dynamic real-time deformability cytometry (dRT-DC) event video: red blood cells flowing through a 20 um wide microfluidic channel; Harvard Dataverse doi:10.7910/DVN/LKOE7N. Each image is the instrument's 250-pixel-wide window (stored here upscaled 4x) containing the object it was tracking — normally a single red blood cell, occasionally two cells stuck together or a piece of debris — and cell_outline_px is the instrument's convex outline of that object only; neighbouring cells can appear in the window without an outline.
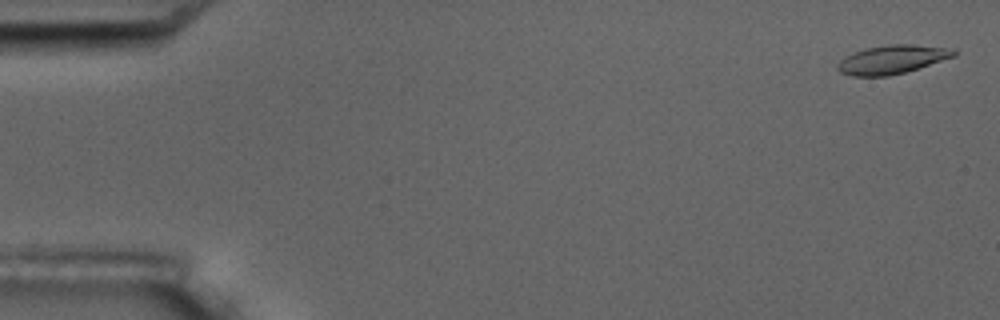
{"species": "common noctule bat (a hibernating species)", "species_latin": "Nyctalus noctula", "temperature_condition": "room temperature", "stored_images_in_passage": 8, "camera_frame_rate_fps": 3000, "um_per_image_px": 0.085, "animal": {"sex": "male", "body_mass_g": 17.5, "forearm_length_mm": 52.3}, "frame": {"image": 1, "passage_image": 1, "time_ms": 0.0, "image_size_px": [1000, 320], "cell_outline_px": [[956, 56], [904, 72], [888, 76], [852, 76], [840, 72], [836, 68], [836, 64], [844, 56], [864, 48], [888, 44], [912, 44], [944, 48], [956, 52]], "centroid_in_image_um": [75.74, 5.06], "position_along_channel_um": 9.3, "area_um2": 19.25}}
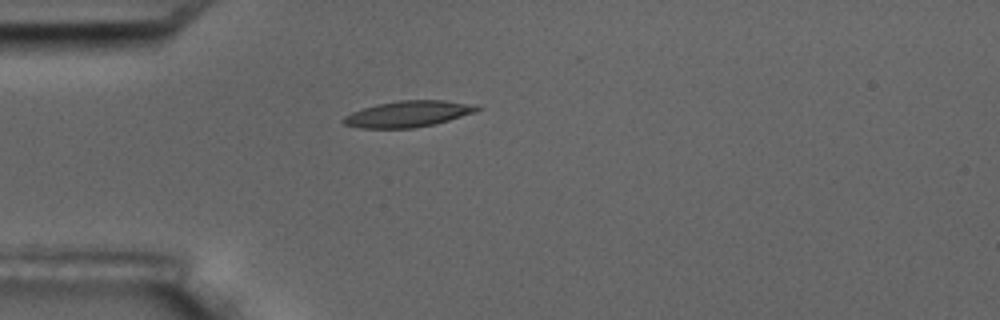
{"frame": {"image": 2, "passage_image": 5, "time_ms": 4.667, "image_size_px": [1000, 320], "cell_outline_px": [[480, 108], [476, 112], [448, 120], [432, 124], [412, 128], [360, 128], [344, 124], [340, 120], [344, 116], [352, 112], [376, 104], [400, 100], [444, 100], [464, 104]], "centroid_in_image_um": [34.59, 9.69], "position_along_channel_um": 50.4, "area_um2": 19.94}}